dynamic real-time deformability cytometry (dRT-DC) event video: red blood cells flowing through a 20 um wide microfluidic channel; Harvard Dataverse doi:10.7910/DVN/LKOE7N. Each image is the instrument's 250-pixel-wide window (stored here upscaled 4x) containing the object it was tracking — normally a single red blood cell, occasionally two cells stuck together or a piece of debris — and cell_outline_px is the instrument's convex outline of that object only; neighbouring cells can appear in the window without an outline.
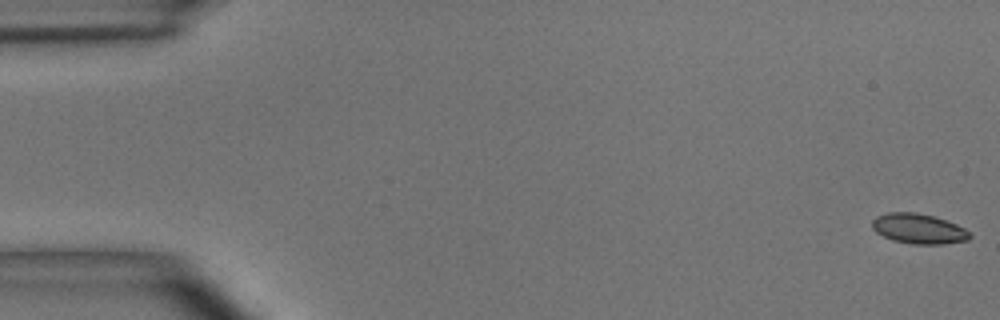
{"species": "common noctule bat (a hibernating species)", "species_latin": "Nyctalus noctula", "temperature_condition": "room temperature", "stored_images_in_passage": 56, "camera_frame_rate_fps": 3000, "um_per_image_px": 0.085, "animal": {"sex": "male", "body_mass_g": 15.6}, "frame": {"image": 1, "passage_image": 1, "time_ms": 0.0, "image_size_px": [1000, 320], "cell_outline_px": [[972, 236], [968, 240], [944, 244], [912, 244], [892, 240], [876, 232], [872, 228], [872, 220], [876, 216], [888, 212], [916, 212], [948, 220], [964, 228]], "centroid_in_image_um": [78.08, 19.44], "position_along_channel_um": 6.9, "area_um2": 17.17}}
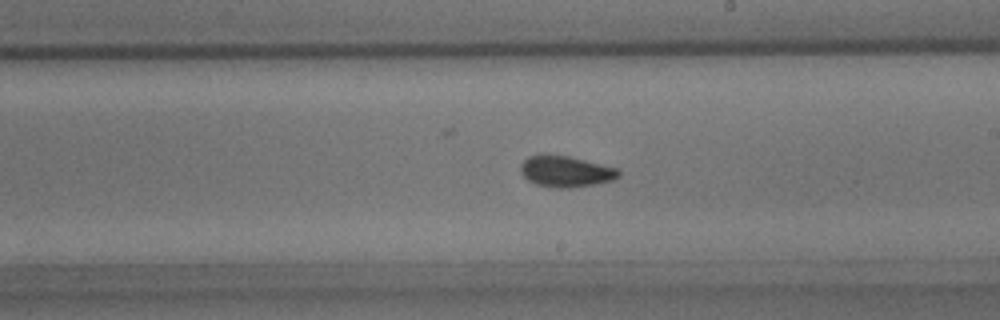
{"frame": {"image": 2, "passage_image": 32, "time_ms": 10.333, "image_size_px": [1000, 320], "cell_outline_px": [[620, 176], [612, 180], [596, 184], [572, 188], [556, 188], [536, 184], [528, 180], [520, 172], [520, 164], [528, 156], [568, 156], [616, 168], [620, 172]], "centroid_in_image_um": [48.09, 14.6], "position_along_channel_um": 240.9, "area_um2": 17.46}}
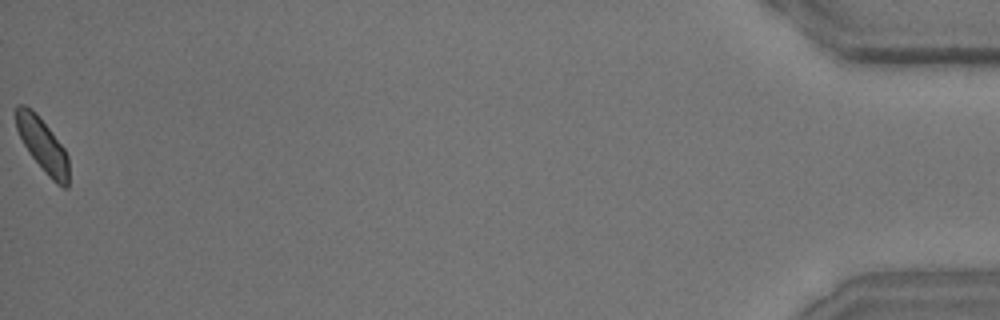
{"frame": {"image": 3, "passage_image": 56, "time_ms": 18.333, "image_size_px": [1000, 320], "cell_outline_px": [[68, 188], [64, 188], [56, 184], [44, 172], [32, 156], [24, 144], [16, 128], [12, 112], [16, 104], [24, 104], [32, 108], [36, 112], [64, 148], [68, 156]], "centroid_in_image_um": [3.57, 12.27], "position_along_channel_um": 431.6, "area_um2": 16.7}, "authors_computed_cell_mechanics": {"area_um2": 17.0799, "velocity_mm_per_s": 3.6009, "shape_relaxation_time_tau1_ms": 9.1929, "shape_relaxation_time_tau2_ms": 1.7621, "deformation_change_tau1": 0.1619, "deformation_change_tau2": 0.0561}}